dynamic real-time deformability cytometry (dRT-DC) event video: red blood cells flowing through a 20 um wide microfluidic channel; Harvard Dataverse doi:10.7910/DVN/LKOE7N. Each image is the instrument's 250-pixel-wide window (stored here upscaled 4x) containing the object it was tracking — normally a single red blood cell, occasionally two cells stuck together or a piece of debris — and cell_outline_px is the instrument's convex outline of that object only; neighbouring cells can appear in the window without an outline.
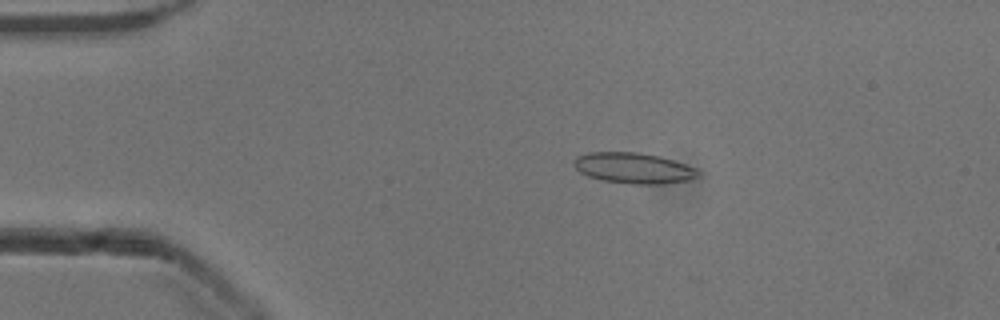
{"species": "common noctule bat (a hibernating species)", "species_latin": "Nyctalus noctula", "temperature_condition": "cold", "stored_images_in_passage": 18, "camera_frame_rate_fps": 3000, "um_per_image_px": 0.085, "animal": {"sex": "male", "body_mass_g": 13.3}, "frame": {"image": 1, "passage_image": 10, "time_ms": 3.0, "image_size_px": [1000, 320], "cell_outline_px": [[700, 176], [688, 180], [660, 184], [632, 184], [600, 180], [588, 176], [580, 172], [572, 164], [572, 160], [576, 156], [588, 152], [640, 152], [660, 156], [696, 168], [700, 172]], "centroid_in_image_um": [53.82, 14.28], "position_along_channel_um": 31.2, "area_um2": 22.43}}